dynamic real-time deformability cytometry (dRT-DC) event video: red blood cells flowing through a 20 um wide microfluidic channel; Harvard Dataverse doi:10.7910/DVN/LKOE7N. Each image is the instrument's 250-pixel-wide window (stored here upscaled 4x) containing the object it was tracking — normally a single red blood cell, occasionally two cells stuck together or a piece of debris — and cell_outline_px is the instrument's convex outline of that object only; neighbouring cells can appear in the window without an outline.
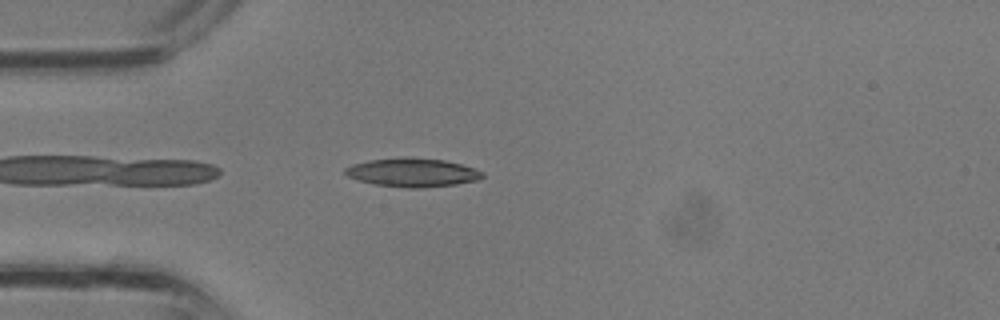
{"species": "common noctule bat (a hibernating species)", "species_latin": "Nyctalus noctula", "temperature_condition": "room temperature", "stored_images_in_passage": 27, "camera_frame_rate_fps": 3000, "um_per_image_px": 0.085, "animal": {"sex": "male", "body_mass_g": 13.3}, "frame": {"image": 1, "passage_image": 2, "time_ms": 0.333, "image_size_px": [1000, 320], "cell_outline_px": [[484, 176], [476, 180], [456, 184], [424, 188], [408, 188], [376, 184], [360, 180], [348, 176], [344, 172], [344, 168], [352, 164], [368, 160], [404, 156], [444, 160], [460, 164], [484, 172]], "centroid_in_image_um": [35.04, 14.65], "position_along_channel_um": 50.0, "area_um2": 22.89}}
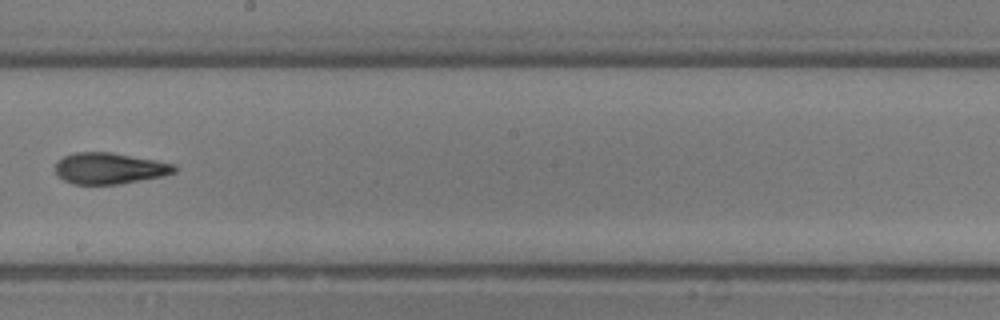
{"frame": {"image": 2, "passage_image": 12, "time_ms": 3.667, "image_size_px": [1000, 320], "cell_outline_px": [[180, 168], [176, 172], [164, 176], [120, 184], [72, 184], [64, 180], [56, 172], [56, 164], [64, 156], [76, 152], [112, 152], [156, 160], [176, 164]], "centroid_in_image_um": [9.39, 14.31], "position_along_channel_um": 238.8, "area_um2": 21.79}}
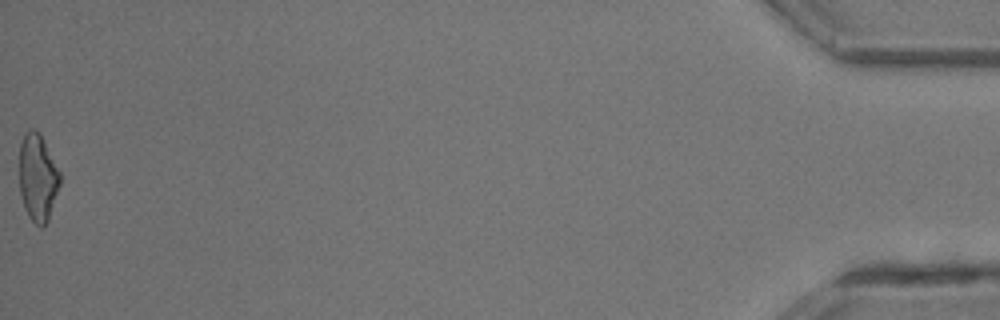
{"frame": {"image": 3, "passage_image": 27, "time_ms": 8.667, "image_size_px": [1000, 320], "cell_outline_px": [[60, 184], [48, 220], [40, 228], [28, 216], [24, 208], [20, 192], [20, 144], [24, 132], [28, 128], [36, 128], [40, 132], [60, 172]], "centroid_in_image_um": [3.2, 15.04], "position_along_channel_um": 432.0, "area_um2": 20.75}}